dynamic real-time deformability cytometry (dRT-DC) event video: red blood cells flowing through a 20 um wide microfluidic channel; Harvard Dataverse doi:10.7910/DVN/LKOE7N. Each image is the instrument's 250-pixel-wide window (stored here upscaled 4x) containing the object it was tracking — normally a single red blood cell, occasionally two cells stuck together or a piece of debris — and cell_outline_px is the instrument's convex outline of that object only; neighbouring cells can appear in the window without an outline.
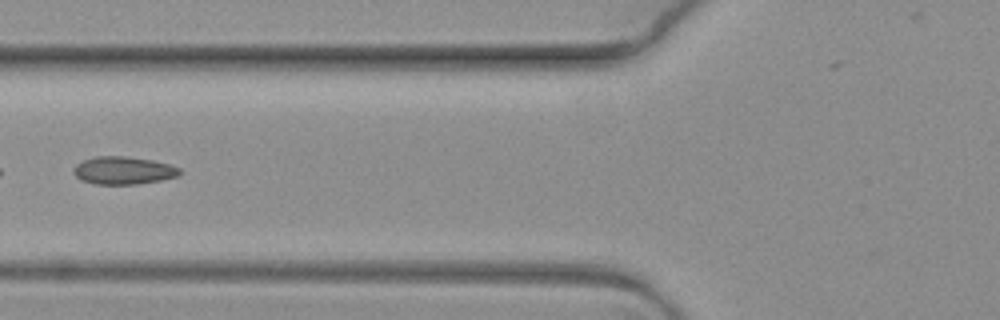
{"species": "common noctule bat (a hibernating species)", "species_latin": "Nyctalus noctula", "temperature_condition": "warm", "stored_images_in_passage": 18, "camera_frame_rate_fps": 3000, "um_per_image_px": 0.085, "animal": {"sex": "female", "body_mass_g": 19.3, "forearm_length_mm": 54.1}, "frame": {"image": 1, "passage_image": 8, "time_ms": 2.333, "image_size_px": [1000, 320], "cell_outline_px": [[180, 176], [160, 180], [136, 184], [96, 184], [80, 180], [76, 176], [76, 164], [84, 160], [96, 156], [124, 156], [152, 160], [168, 164], [180, 168]], "centroid_in_image_um": [10.52, 14.49], "position_along_channel_um": 115.3, "area_um2": 16.94}}
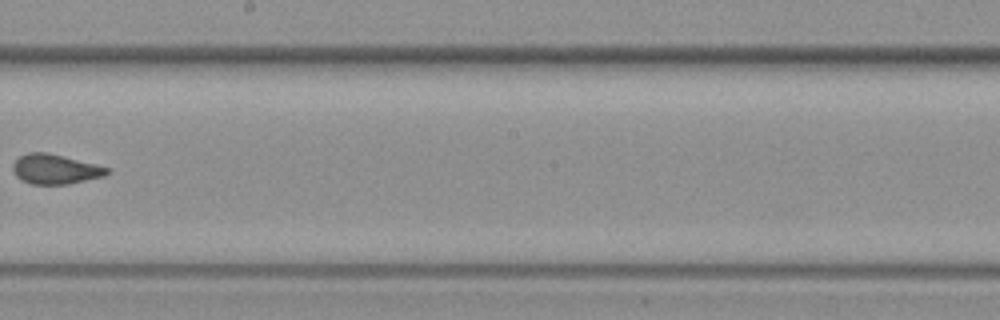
{"frame": {"image": 2, "passage_image": 11, "time_ms": 3.333, "image_size_px": [1000, 320], "cell_outline_px": [[108, 172], [104, 176], [68, 184], [32, 184], [20, 180], [16, 176], [12, 168], [12, 164], [20, 156], [28, 152], [48, 152], [96, 164], [108, 168]], "centroid_in_image_um": [4.66, 14.37], "position_along_channel_um": 243.5, "area_um2": 16.3}}
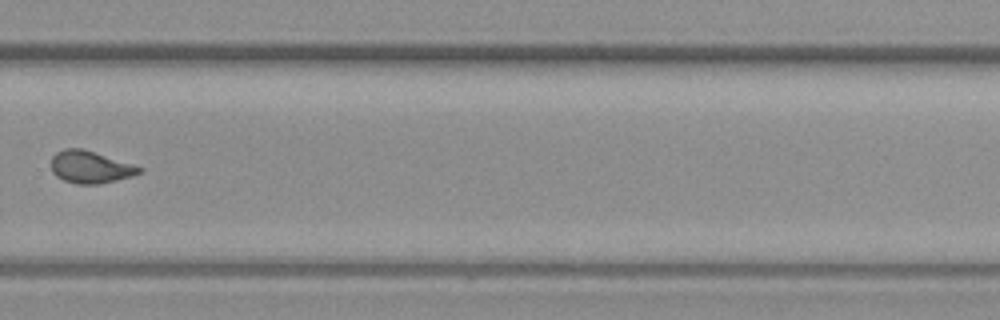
{"frame": {"image": 3, "passage_image": 13, "time_ms": 4.0, "image_size_px": [1000, 320], "cell_outline_px": [[144, 168], [140, 172], [132, 176], [100, 184], [76, 184], [64, 180], [56, 176], [52, 172], [52, 156], [56, 152], [64, 148], [84, 148]], "centroid_in_image_um": [7.66, 14.19], "position_along_channel_um": 322.1, "area_um2": 16.59}}